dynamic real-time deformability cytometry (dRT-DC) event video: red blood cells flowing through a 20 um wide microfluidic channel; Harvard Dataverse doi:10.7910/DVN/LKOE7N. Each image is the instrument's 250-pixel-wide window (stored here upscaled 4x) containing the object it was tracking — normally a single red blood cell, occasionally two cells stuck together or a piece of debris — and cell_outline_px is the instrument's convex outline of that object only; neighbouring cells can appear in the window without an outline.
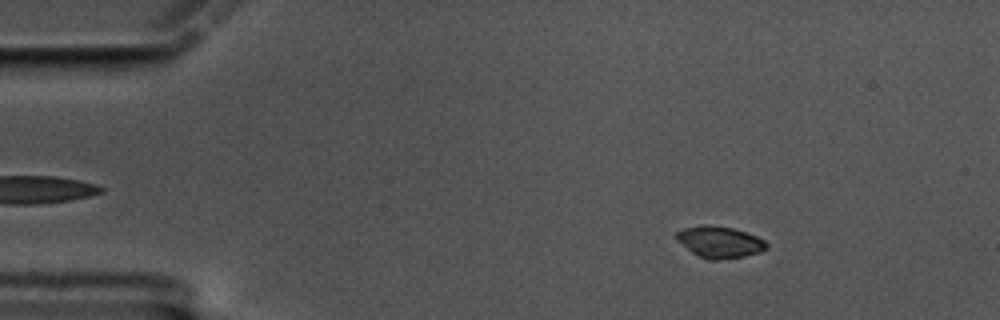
{"species": "common noctule bat (a hibernating species)", "species_latin": "Nyctalus noctula", "temperature_condition": "cold", "stored_images_in_passage": 18, "camera_frame_rate_fps": 3000, "um_per_image_px": 0.085, "animal": {"sex": "male", "body_mass_g": 17.5, "forearm_length_mm": 52.3}, "frame": {"image": 1, "passage_image": 9, "time_ms": 2.667, "image_size_px": [1000, 320], "cell_outline_px": [[768, 248], [760, 252], [744, 256], [716, 260], [708, 260], [692, 252], [676, 236], [676, 232], [684, 228], [704, 224], [732, 228], [756, 236], [764, 240], [768, 244]], "centroid_in_image_um": [61.21, 20.57], "position_along_channel_um": 23.8, "area_um2": 16.18}}